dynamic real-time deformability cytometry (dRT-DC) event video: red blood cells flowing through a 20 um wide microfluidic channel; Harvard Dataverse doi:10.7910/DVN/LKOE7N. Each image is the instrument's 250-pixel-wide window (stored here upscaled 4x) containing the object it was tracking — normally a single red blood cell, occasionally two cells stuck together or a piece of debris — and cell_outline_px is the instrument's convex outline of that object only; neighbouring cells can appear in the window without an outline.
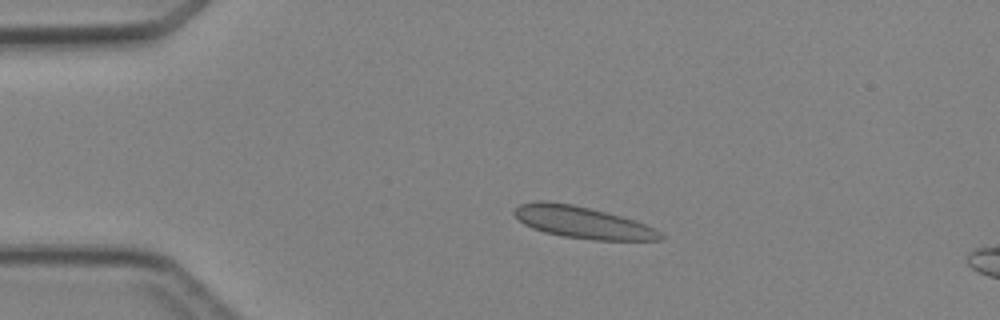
{"species": "Egyptian fruit bat (a non-hibernating species)", "species_latin": "Rousettus aegyptiacus", "temperature_condition": "cold", "stored_images_in_passage": 4, "camera_frame_rate_fps": 3000, "um_per_image_px": 0.085, "animal": {"sex": "female"}, "frame": {"image": 1, "passage_image": 2, "time_ms": 1.333, "image_size_px": [1000, 320], "cell_outline_px": [[664, 236], [660, 240], [596, 240], [564, 236], [544, 232], [532, 228], [524, 224], [512, 212], [520, 204], [536, 200], [548, 200], [572, 204], [636, 220], [660, 232]], "centroid_in_image_um": [49.47, 18.89], "position_along_channel_um": 35.5, "area_um2": 26.88}}